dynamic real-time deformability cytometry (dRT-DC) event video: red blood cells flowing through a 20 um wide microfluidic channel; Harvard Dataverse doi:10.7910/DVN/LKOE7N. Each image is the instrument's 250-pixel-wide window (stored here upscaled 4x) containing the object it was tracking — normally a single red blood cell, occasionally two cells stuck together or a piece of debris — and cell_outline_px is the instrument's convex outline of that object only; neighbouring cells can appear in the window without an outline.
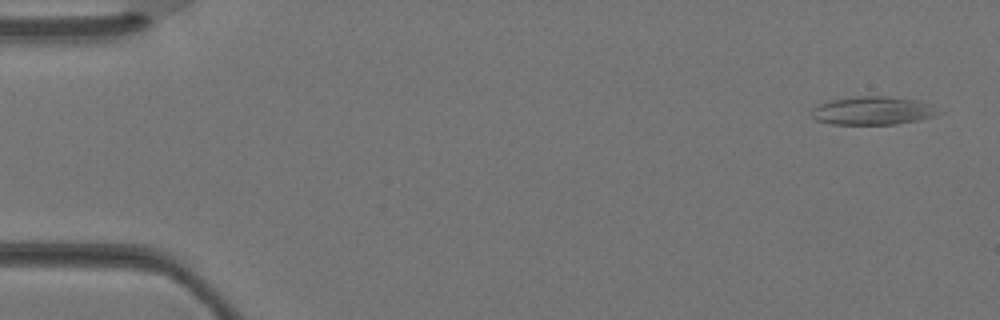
{"species": "Egyptian fruit bat (a non-hibernating species)", "species_latin": "Rousettus aegyptiacus", "temperature_condition": "warm", "stored_images_in_passage": 4, "camera_frame_rate_fps": 3000, "um_per_image_px": 0.085, "animal": {"sex": "female"}, "frame": {"image": 1, "passage_image": 1, "time_ms": 0.0, "image_size_px": [1000, 320], "cell_outline_px": [[944, 112], [920, 120], [896, 124], [832, 124], [816, 120], [812, 116], [812, 108], [824, 100], [856, 96], [888, 96], [916, 100], [932, 104]], "centroid_in_image_um": [74.19, 9.39], "position_along_channel_um": 10.8, "area_um2": 21.27}}